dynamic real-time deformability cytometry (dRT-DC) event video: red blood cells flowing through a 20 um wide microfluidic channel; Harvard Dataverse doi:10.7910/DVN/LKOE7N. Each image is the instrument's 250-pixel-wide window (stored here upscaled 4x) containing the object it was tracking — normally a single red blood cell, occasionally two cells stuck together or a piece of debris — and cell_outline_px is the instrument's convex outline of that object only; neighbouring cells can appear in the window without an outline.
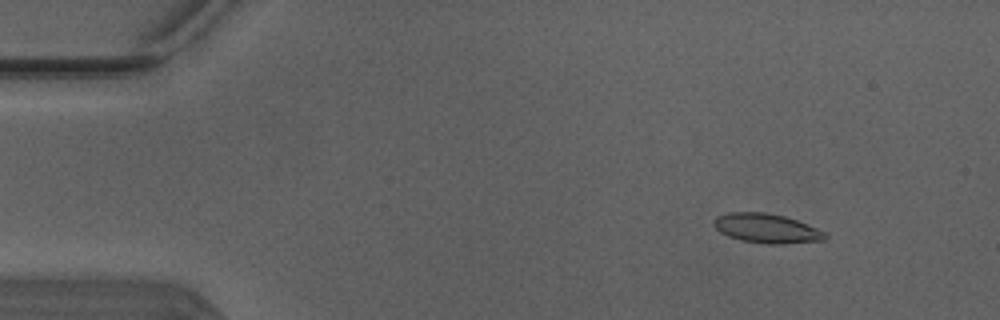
{"species": "Egyptian fruit bat (a non-hibernating species)", "species_latin": "Rousettus aegyptiacus", "temperature_condition": "warm", "stored_images_in_passage": 48, "camera_frame_rate_fps": 3000, "um_per_image_px": 0.085, "animal": {"sex": "male"}, "frame": {"image": 1, "passage_image": 3, "time_ms": 0.667, "image_size_px": [1000, 320], "cell_outline_px": [[828, 236], [824, 240], [784, 244], [772, 244], [740, 240], [728, 236], [720, 232], [712, 224], [712, 220], [716, 216], [728, 212], [764, 212], [784, 216], [796, 220], [816, 228], [824, 232]], "centroid_in_image_um": [65.12, 19.4], "position_along_channel_um": 19.9, "area_um2": 19.02}}
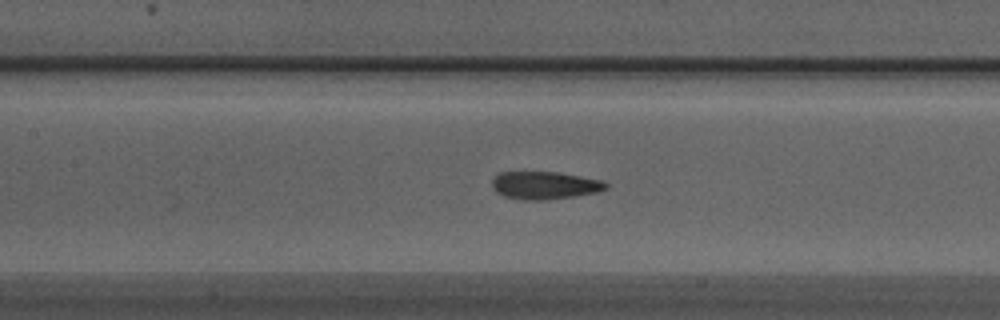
{"frame": {"image": 2, "passage_image": 20, "time_ms": 6.333, "image_size_px": [1000, 320], "cell_outline_px": [[608, 188], [596, 192], [572, 196], [544, 200], [524, 200], [504, 196], [496, 192], [492, 188], [492, 180], [500, 172], [556, 172], [580, 176], [600, 180], [608, 184]], "centroid_in_image_um": [46.26, 15.75], "position_along_channel_um": 161.1, "area_um2": 18.21}}
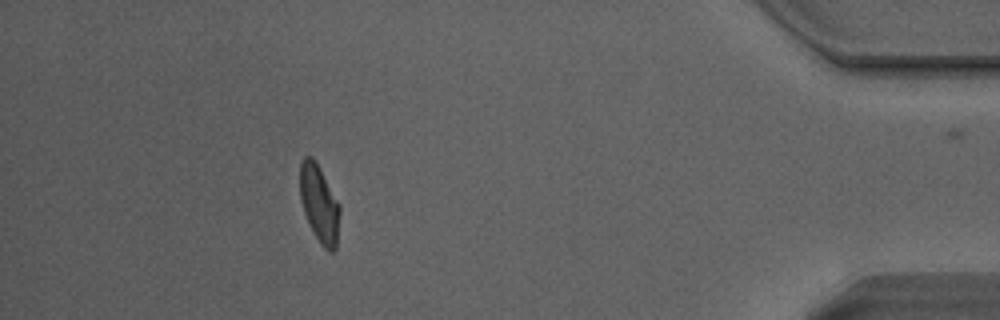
{"frame": {"image": 3, "passage_image": 42, "time_ms": 13.667, "image_size_px": [1000, 320], "cell_outline_px": [[340, 212], [336, 248], [332, 252], [328, 252], [320, 244], [304, 212], [300, 200], [300, 164], [304, 156], [312, 156], [340, 204]], "centroid_in_image_um": [27.14, 17.33], "position_along_channel_um": 408.1, "area_um2": 17.74}, "authors_computed_cell_mechanics": {"area_um2": 18.7272, "velocity_mm_per_s": 4.1322, "shape_relaxation_time_tau1_ms": 3.8754, "shape_relaxation_time_tau2_ms": 1.2407, "deformation_change_tau1": 0.1672, "deformation_change_tau2": 0.0778}}